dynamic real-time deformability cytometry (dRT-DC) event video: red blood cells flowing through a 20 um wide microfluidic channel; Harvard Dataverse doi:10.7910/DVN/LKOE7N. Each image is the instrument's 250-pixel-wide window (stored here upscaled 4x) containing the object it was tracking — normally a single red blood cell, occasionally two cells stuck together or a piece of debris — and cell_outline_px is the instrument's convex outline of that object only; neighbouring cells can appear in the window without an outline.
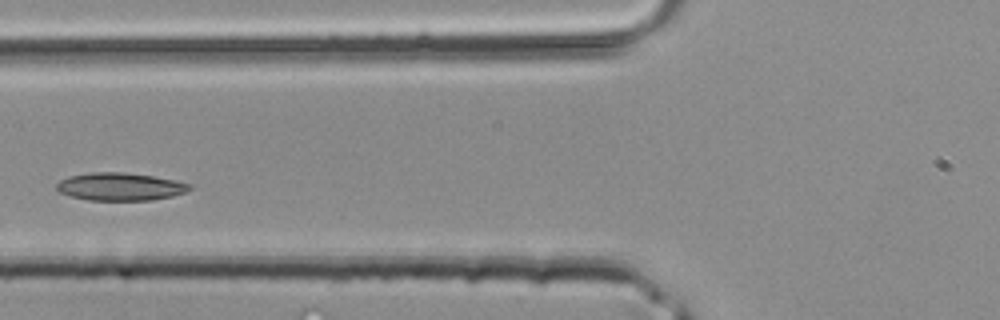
{"species": "common noctule bat (a hibernating species)", "species_latin": "Nyctalus noctula", "temperature_condition": "room temperature", "stored_images_in_passage": 36, "camera_frame_rate_fps": 3000, "um_per_image_px": 0.085, "animal": {"sex": "male", "body_mass_g": 20.4}, "frame": {"image": 1, "passage_image": 10, "time_ms": 3.0, "image_size_px": [1000, 320], "cell_outline_px": [[192, 188], [184, 192], [172, 196], [152, 200], [88, 200], [72, 196], [60, 192], [56, 188], [56, 184], [60, 180], [68, 176], [92, 172], [124, 172], [152, 176], [192, 184]], "centroid_in_image_um": [10.2, 15.86], "position_along_channel_um": 115.6, "area_um2": 21.39}}
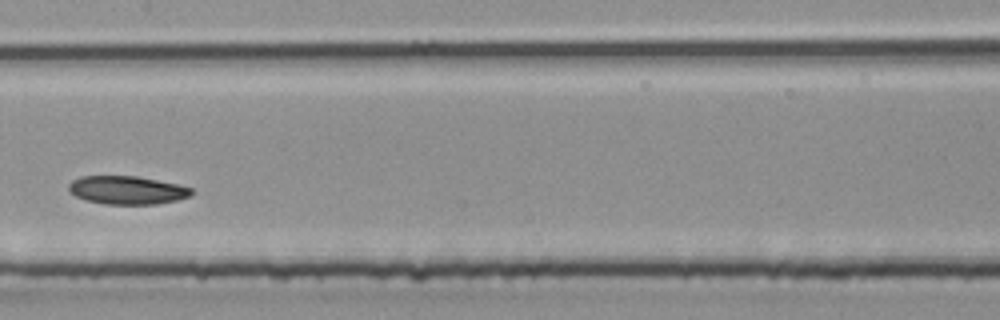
{"frame": {"image": 2, "passage_image": 15, "time_ms": 4.667, "image_size_px": [1000, 320], "cell_outline_px": [[192, 192], [188, 196], [176, 200], [156, 204], [104, 204], [88, 200], [76, 196], [68, 192], [68, 184], [72, 180], [80, 176], [136, 176], [176, 184], [192, 188]], "centroid_in_image_um": [10.74, 16.15], "position_along_channel_um": 196.7, "area_um2": 20.06}}
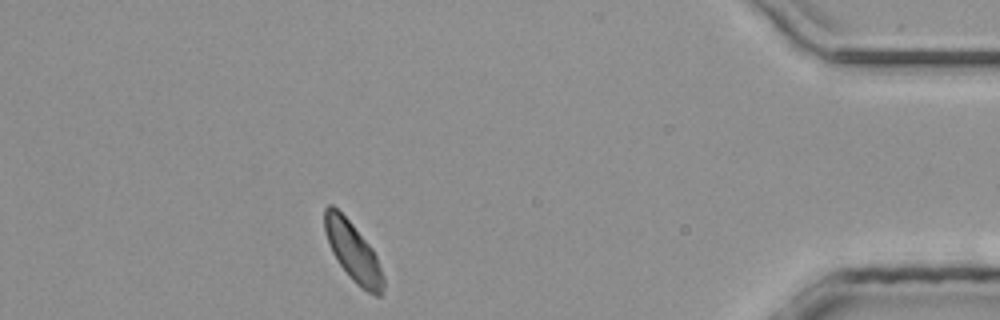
{"frame": {"image": 3, "passage_image": 31, "time_ms": 10.0, "image_size_px": [1000, 320], "cell_outline_px": [[384, 288], [380, 296], [376, 296], [360, 288], [348, 276], [332, 252], [324, 228], [324, 208], [328, 204], [332, 204], [352, 224], [372, 248], [376, 256], [384, 276]], "centroid_in_image_um": [30.02, 21.42], "position_along_channel_um": 405.2, "area_um2": 20.06}}